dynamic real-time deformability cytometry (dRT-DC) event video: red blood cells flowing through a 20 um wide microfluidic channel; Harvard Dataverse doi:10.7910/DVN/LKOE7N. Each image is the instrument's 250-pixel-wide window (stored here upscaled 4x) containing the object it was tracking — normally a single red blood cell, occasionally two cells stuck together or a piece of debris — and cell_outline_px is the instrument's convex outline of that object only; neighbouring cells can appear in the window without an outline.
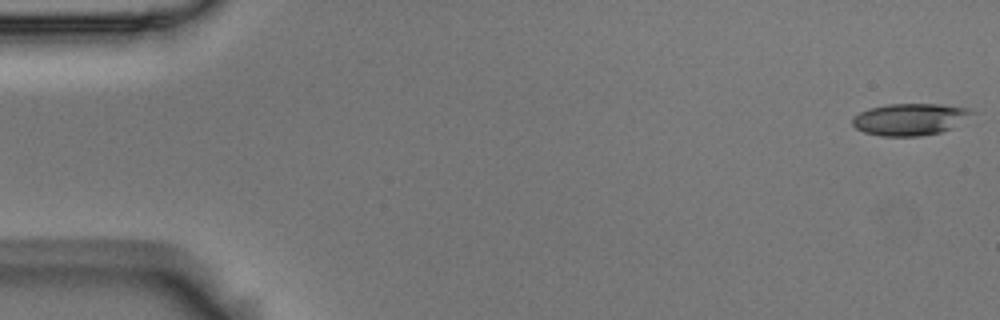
{"species": "Egyptian fruit bat (a non-hibernating species)", "species_latin": "Rousettus aegyptiacus", "temperature_condition": "room temperature", "stored_images_in_passage": 54, "camera_frame_rate_fps": 3000, "um_per_image_px": 0.085, "animal": {"sex": "male"}, "frame": {"image": 1, "passage_image": 1, "time_ms": 0.0, "image_size_px": [1000, 320], "cell_outline_px": [[976, 112], [952, 128], [940, 132], [920, 136], [880, 136], [864, 132], [856, 128], [852, 124], [852, 116], [868, 108], [888, 104], [944, 104], [972, 108]], "centroid_in_image_um": [77.36, 10.13], "position_along_channel_um": 7.6, "area_um2": 22.43}}
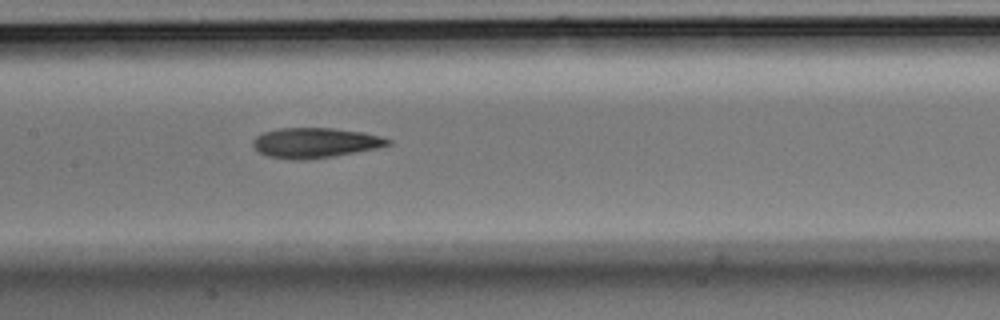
{"frame": {"image": 2, "passage_image": 26, "time_ms": 8.333, "image_size_px": [1000, 320], "cell_outline_px": [[392, 144], [376, 148], [332, 156], [304, 160], [292, 160], [268, 156], [260, 152], [252, 144], [252, 140], [256, 136], [264, 132], [280, 128], [332, 128], [364, 132], [380, 136], [392, 140]], "centroid_in_image_um": [26.79, 12.13], "position_along_channel_um": 180.6, "area_um2": 23.52}}
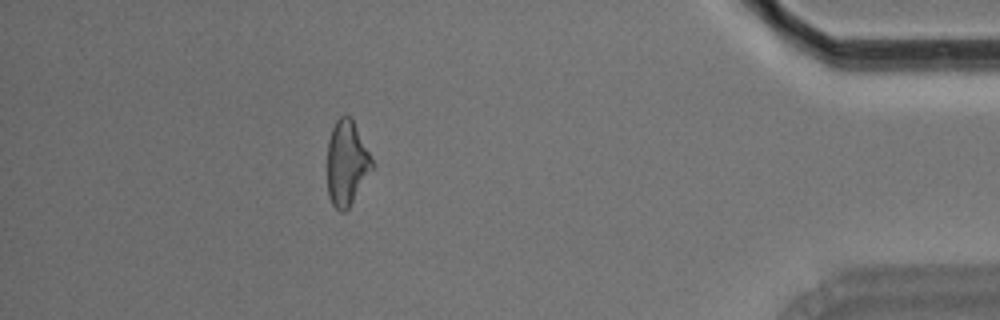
{"frame": {"image": 3, "passage_image": 48, "time_ms": 15.667, "image_size_px": [1000, 320], "cell_outline_px": [[372, 168], [348, 208], [344, 212], [340, 212], [332, 204], [328, 196], [328, 140], [332, 128], [336, 120], [340, 116], [352, 116], [372, 160]], "centroid_in_image_um": [29.44, 13.83], "position_along_channel_um": 405.8, "area_um2": 21.73}, "authors_computed_cell_mechanics": {"area_um2": 23.5246, "velocity_mm_per_s": 3.7287, "shape_relaxation_time_tau1_ms": 6.8431, "shape_relaxation_time_tau2_ms": 5.3383, "deformation_change_tau1": 0.1712, "deformation_change_tau2": 0.1552}}